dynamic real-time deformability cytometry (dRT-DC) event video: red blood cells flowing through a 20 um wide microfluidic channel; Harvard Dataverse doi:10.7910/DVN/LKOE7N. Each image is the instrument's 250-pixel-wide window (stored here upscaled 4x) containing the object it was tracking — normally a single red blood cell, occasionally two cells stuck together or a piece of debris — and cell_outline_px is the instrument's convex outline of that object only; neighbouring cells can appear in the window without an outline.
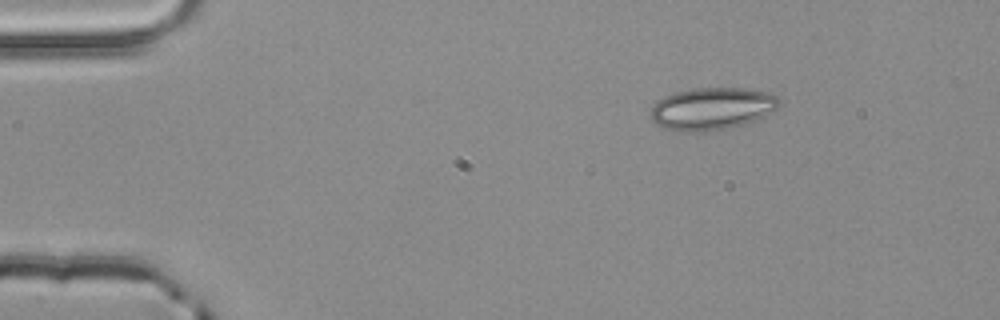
{"species": "common noctule bat (a hibernating species)", "species_latin": "Nyctalus noctula", "temperature_condition": "room temperature", "stored_images_in_passage": 4, "camera_frame_rate_fps": 3000, "um_per_image_px": 0.085, "animal": {"sex": "male", "body_mass_g": 20.4}, "frame": {"image": 1, "passage_image": 4, "time_ms": 1.0, "image_size_px": [1000, 320], "cell_outline_px": [[780, 104], [776, 108], [764, 116], [744, 124], [704, 132], [688, 132], [664, 128], [656, 124], [652, 120], [652, 108], [664, 96], [676, 92], [692, 88], [744, 88], [768, 92], [776, 96], [780, 100]], "centroid_in_image_um": [60.53, 9.23], "position_along_channel_um": 24.5, "area_um2": 31.39}}